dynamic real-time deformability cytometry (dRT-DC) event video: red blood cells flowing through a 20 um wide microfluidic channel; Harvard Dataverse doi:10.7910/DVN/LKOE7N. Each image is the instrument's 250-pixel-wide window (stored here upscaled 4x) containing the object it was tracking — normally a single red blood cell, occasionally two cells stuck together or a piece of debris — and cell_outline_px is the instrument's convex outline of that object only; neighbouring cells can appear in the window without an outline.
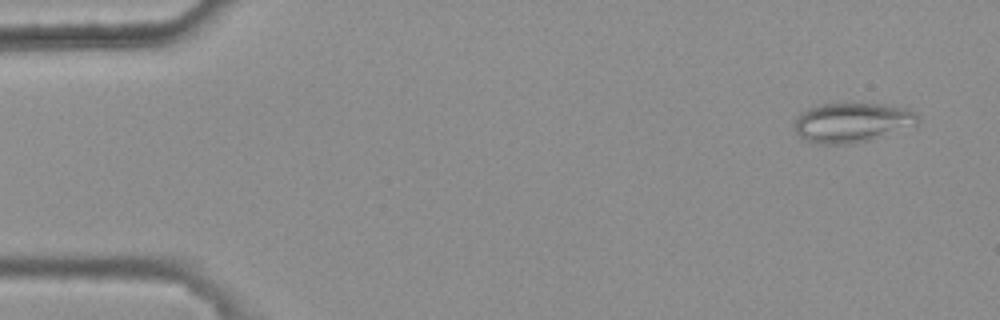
{"species": "common noctule bat (a hibernating species)", "species_latin": "Nyctalus noctula", "temperature_condition": "warm", "stored_images_in_passage": 8, "camera_frame_rate_fps": 3000, "um_per_image_px": 0.085, "animal": {"sex": "female", "body_mass_g": 25.1}, "frame": {"image": 1, "passage_image": 1, "time_ms": 0.0, "image_size_px": [1000, 320], "cell_outline_px": [[920, 116], [916, 124], [868, 140], [848, 144], [816, 144], [804, 140], [796, 132], [796, 116], [808, 108], [820, 104], [884, 104], [904, 108], [916, 112]], "centroid_in_image_um": [72.39, 10.41], "position_along_channel_um": 12.6, "area_um2": 28.09}}
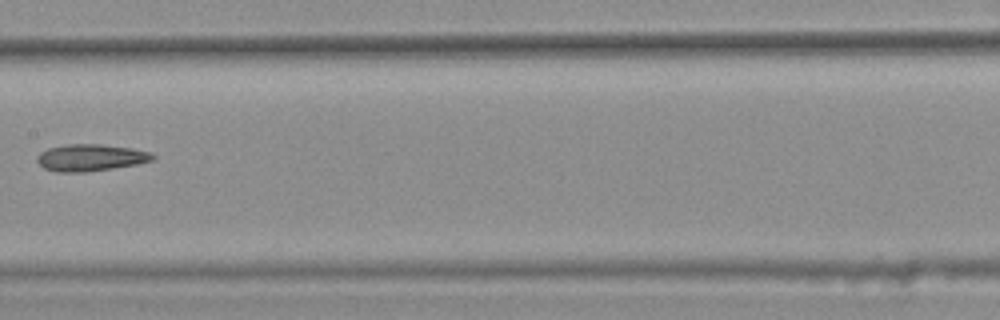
{"frame": {"image": 2, "passage_image": 7, "time_ms": 2.0, "image_size_px": [1000, 320], "cell_outline_px": [[156, 156], [152, 160], [136, 164], [112, 168], [84, 172], [56, 172], [44, 168], [36, 160], [36, 156], [40, 152], [48, 148], [68, 144], [100, 144], [132, 148], [152, 152]], "centroid_in_image_um": [7.69, 13.39], "position_along_channel_um": 199.7, "area_um2": 18.09}}
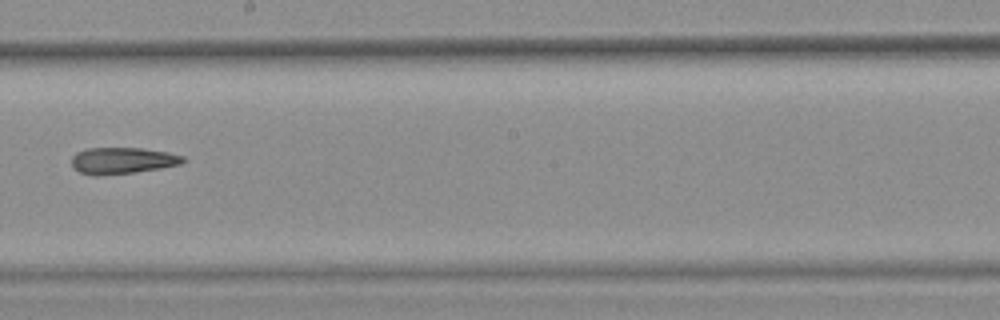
{"frame": {"image": 3, "passage_image": 8, "time_ms": 2.333, "image_size_px": [1000, 320], "cell_outline_px": [[188, 160], [180, 164], [160, 168], [136, 172], [96, 176], [92, 176], [80, 172], [72, 168], [72, 156], [76, 152], [88, 148], [144, 148], [168, 152], [184, 156]], "centroid_in_image_um": [10.4, 13.65], "position_along_channel_um": 237.8, "area_um2": 17.4}}